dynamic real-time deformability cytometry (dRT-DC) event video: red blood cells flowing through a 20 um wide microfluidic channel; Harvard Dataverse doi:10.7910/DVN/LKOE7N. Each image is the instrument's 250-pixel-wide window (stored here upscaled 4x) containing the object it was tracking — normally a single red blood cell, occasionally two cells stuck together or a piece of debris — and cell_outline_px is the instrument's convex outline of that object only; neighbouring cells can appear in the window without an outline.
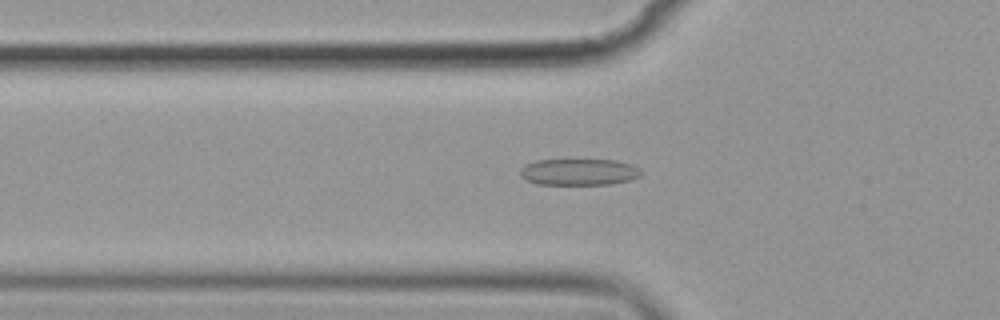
{"species": "common noctule bat (a hibernating species)", "species_latin": "Nyctalus noctula", "temperature_condition": "cold", "stored_images_in_passage": 57, "camera_frame_rate_fps": 3000, "um_per_image_px": 0.085, "animal": {"sex": "female", "body_mass_g": 19.9}, "frame": {"image": 1, "passage_image": 20, "time_ms": 6.333, "image_size_px": [1000, 320], "cell_outline_px": [[640, 176], [632, 180], [608, 184], [536, 184], [520, 176], [520, 168], [524, 164], [536, 160], [616, 160], [632, 164], [640, 168]], "centroid_in_image_um": [49.21, 14.61], "position_along_channel_um": 76.6, "area_um2": 18.73}}
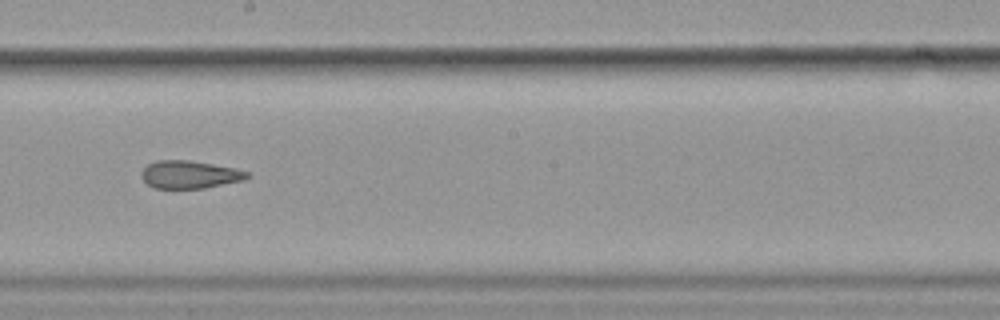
{"frame": {"image": 2, "passage_image": 33, "time_ms": 10.667, "image_size_px": [1000, 320], "cell_outline_px": [[252, 176], [244, 180], [204, 188], [152, 188], [140, 176], [140, 172], [148, 164], [156, 160], [188, 160], [236, 168], [248, 172]], "centroid_in_image_um": [16.12, 14.83], "position_along_channel_um": 232.1, "area_um2": 17.17}}
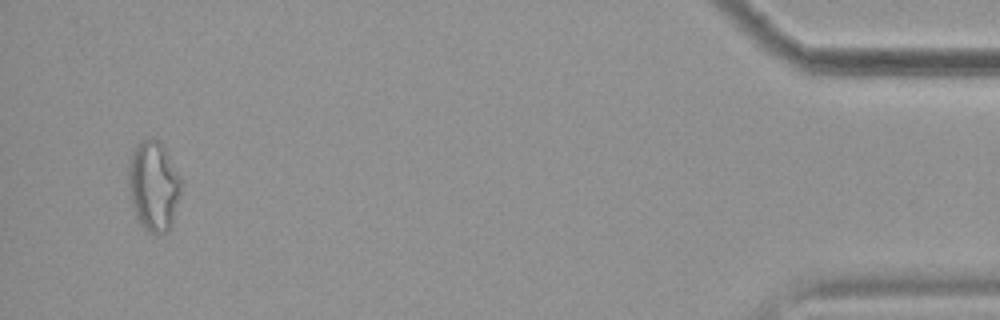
{"frame": {"image": 3, "passage_image": 55, "time_ms": 18.0, "image_size_px": [1000, 320], "cell_outline_px": [[180, 192], [172, 220], [168, 232], [156, 236], [148, 232], [140, 224], [132, 208], [128, 188], [128, 164], [132, 152], [136, 144], [144, 140], [156, 140], [164, 148], [180, 176]], "centroid_in_image_um": [13.01, 15.86], "position_along_channel_um": 422.2, "area_um2": 27.4}, "authors_computed_cell_mechanics": {"area_um2": 19.941, "velocity_mm_per_s": 3.5846, "shape_relaxation_time_tau1_ms": 8.34, "shape_relaxation_time_tau2_ms": 2.4736, "deformation_change_tau1": 0.1836, "deformation_change_tau2": 0.1188}}